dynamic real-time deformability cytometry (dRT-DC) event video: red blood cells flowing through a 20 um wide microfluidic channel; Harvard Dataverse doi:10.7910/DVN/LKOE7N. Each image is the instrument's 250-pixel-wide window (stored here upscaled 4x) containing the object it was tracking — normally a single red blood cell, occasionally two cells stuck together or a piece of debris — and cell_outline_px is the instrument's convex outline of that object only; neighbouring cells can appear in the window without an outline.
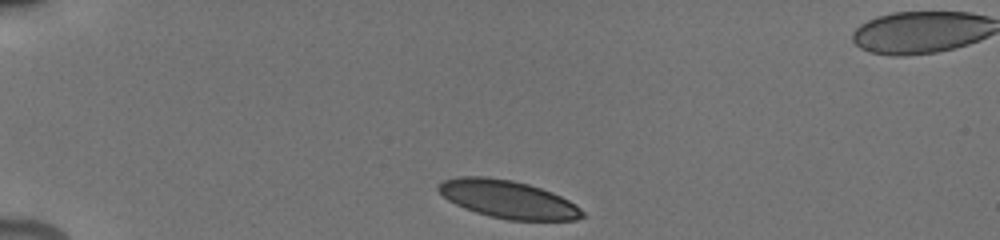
{"species": "human", "species_latin": "Homo sapiens", "temperature_condition": "cold", "stored_images_in_passage": 37, "camera_frame_rate_fps": 3000, "um_per_image_px": 0.085, "donor": {"sex": "male"}, "frame": {"image": 1, "passage_image": 1, "time_ms": 0.0, "image_size_px": [1000, 240], "cell_outline_px": [[584, 216], [576, 220], [508, 220], [488, 216], [464, 208], [448, 200], [436, 188], [436, 184], [444, 180], [460, 176], [484, 176], [512, 180], [528, 184], [552, 192], [568, 200], [580, 208], [584, 212]], "centroid_in_image_um": [43.15, 16.93], "position_along_channel_um": 41.8, "area_um2": 31.67}}
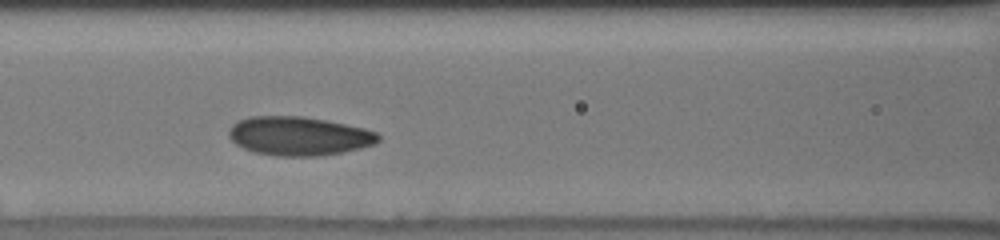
{"frame": {"image": 2, "passage_image": 13, "time_ms": 4.0, "image_size_px": [1000, 240], "cell_outline_px": [[380, 140], [376, 144], [360, 148], [340, 152], [316, 156], [276, 156], [256, 152], [244, 148], [236, 144], [228, 136], [228, 132], [232, 124], [240, 120], [252, 116], [304, 116], [364, 128], [376, 132], [380, 136]], "centroid_in_image_um": [25.4, 11.56], "position_along_channel_um": 141.2, "area_um2": 33.64}}
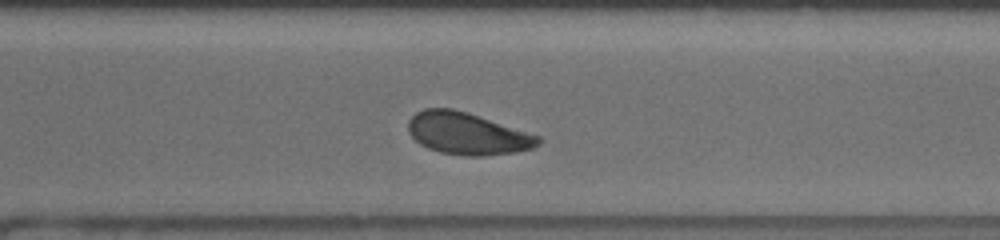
{"frame": {"image": 3, "passage_image": 27, "time_ms": 9.0, "image_size_px": [1000, 240], "cell_outline_px": [[544, 140], [540, 144], [532, 148], [516, 152], [484, 156], [464, 156], [440, 152], [428, 148], [420, 144], [408, 132], [408, 120], [416, 112], [424, 108], [452, 108], [468, 112], [540, 136]], "centroid_in_image_um": [39.73, 11.35], "position_along_channel_um": 330.9, "area_um2": 32.02}, "authors_computed_cell_mechanics": {"area_um2": 32.5992, "velocity_mm_per_s": 3.8061, "shape_relaxation_time_tau1_ms": 3.6244, "shape_relaxation_time_tau2_ms": 1.86, "deformation_change_tau1": 0.1098, "deformation_change_tau2": 0.059}}